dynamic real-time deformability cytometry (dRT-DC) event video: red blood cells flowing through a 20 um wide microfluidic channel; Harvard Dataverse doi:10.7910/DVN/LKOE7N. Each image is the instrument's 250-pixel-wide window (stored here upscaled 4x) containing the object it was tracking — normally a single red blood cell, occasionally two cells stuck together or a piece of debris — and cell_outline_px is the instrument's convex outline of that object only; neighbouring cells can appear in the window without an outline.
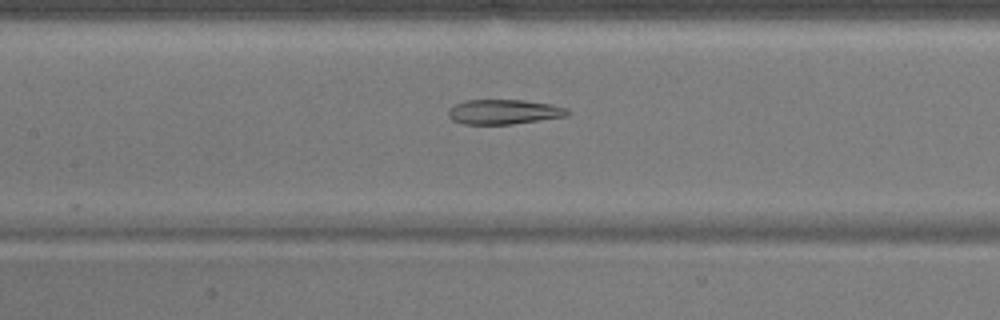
{"species": "common noctule bat (a hibernating species)", "species_latin": "Nyctalus noctula", "temperature_condition": "warm", "stored_images_in_passage": 38, "camera_frame_rate_fps": 3000, "um_per_image_px": 0.085, "animal": {"sex": "male", "body_mass_g": 17.9}, "frame": {"image": 1, "passage_image": 11, "time_ms": 3.333, "image_size_px": [1000, 320], "cell_outline_px": [[572, 112], [568, 116], [512, 124], [464, 124], [452, 120], [448, 116], [448, 108], [456, 104], [468, 100], [524, 100], [552, 104], [568, 108]], "centroid_in_image_um": [42.87, 9.5], "position_along_channel_um": 164.5, "area_um2": 17.34}}
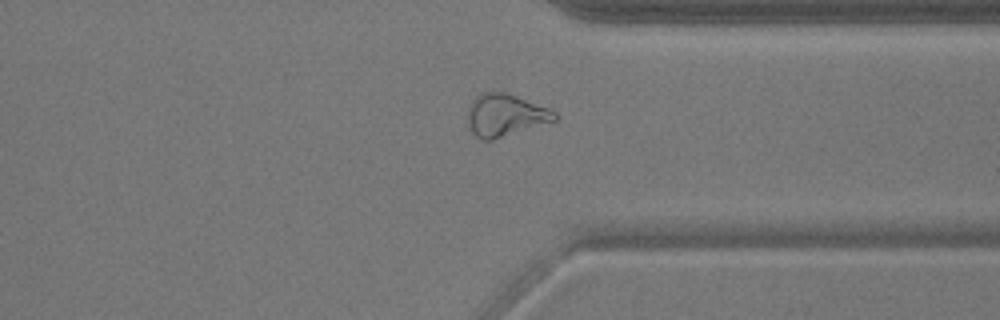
{"frame": {"image": 2, "passage_image": 27, "time_ms": 8.667, "image_size_px": [1000, 320], "cell_outline_px": [[560, 116], [556, 120], [492, 140], [484, 140], [476, 136], [472, 132], [468, 124], [468, 104], [476, 96], [484, 92], [504, 92], [516, 96], [548, 108], [556, 112]], "centroid_in_image_um": [42.93, 9.78], "position_along_channel_um": 368.5, "area_um2": 21.27}}
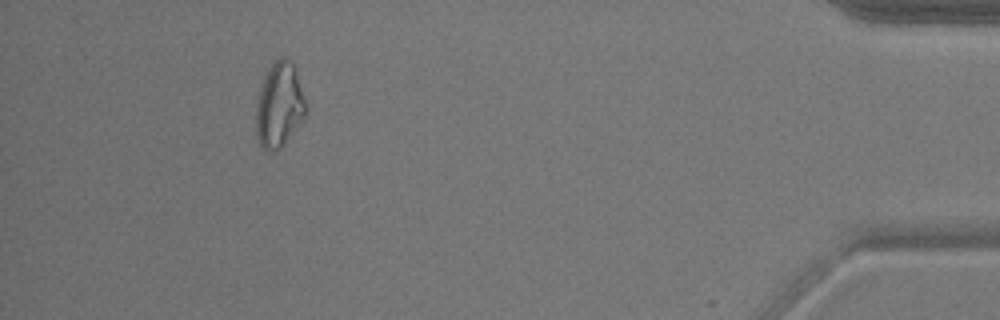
{"frame": {"image": 3, "passage_image": 35, "time_ms": 11.333, "image_size_px": [1000, 320], "cell_outline_px": [[304, 116], [280, 148], [276, 152], [268, 152], [260, 148], [256, 132], [256, 108], [260, 92], [268, 68], [280, 56], [284, 56], [296, 68], [304, 100]], "centroid_in_image_um": [23.7, 8.96], "position_along_channel_um": 411.5, "area_um2": 23.99}, "authors_computed_cell_mechanics": {"area_um2": 18.7561, "velocity_mm_per_s": 3.8589, "shape_relaxation_time_tau1_ms": null, "shape_relaxation_time_tau2_ms": 3.9223, "deformation_change_tau1": null, "deformation_change_tau2": 0.0934}}